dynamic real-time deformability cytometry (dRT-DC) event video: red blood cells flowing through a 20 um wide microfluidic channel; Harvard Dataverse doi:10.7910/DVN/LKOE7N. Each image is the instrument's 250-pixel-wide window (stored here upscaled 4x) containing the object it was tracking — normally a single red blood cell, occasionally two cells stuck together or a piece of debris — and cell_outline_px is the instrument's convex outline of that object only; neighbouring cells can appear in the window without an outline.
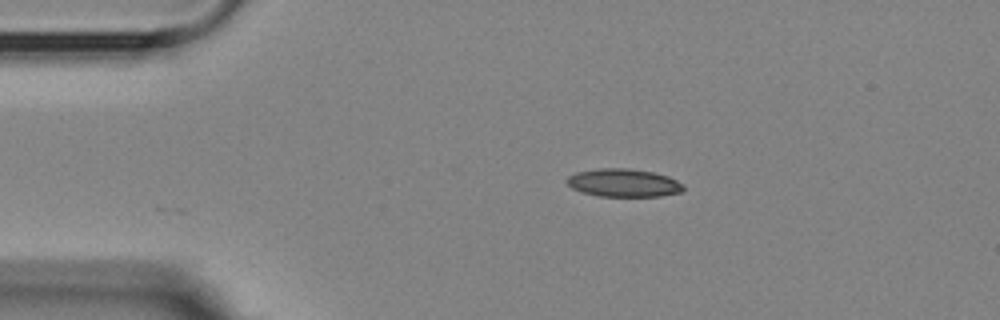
{"species": "Egyptian fruit bat (a non-hibernating species)", "species_latin": "Rousettus aegyptiacus", "temperature_condition": "room temperature", "stored_images_in_passage": 3, "segment_of_instrument_passage": [1, 2], "camera_frame_rate_fps": 3000, "um_per_image_px": 0.085, "animal": {"sex": "female"}, "frame": {"image": 1, "passage_image": 1, "time_ms": 0.0, "image_size_px": [1000, 320], "cell_outline_px": [[684, 188], [680, 192], [660, 196], [600, 196], [584, 192], [572, 188], [564, 180], [568, 176], [576, 172], [596, 168], [628, 168], [652, 172], [668, 176], [684, 184]], "centroid_in_image_um": [52.99, 15.53], "position_along_channel_um": 32.0, "area_um2": 19.02}}